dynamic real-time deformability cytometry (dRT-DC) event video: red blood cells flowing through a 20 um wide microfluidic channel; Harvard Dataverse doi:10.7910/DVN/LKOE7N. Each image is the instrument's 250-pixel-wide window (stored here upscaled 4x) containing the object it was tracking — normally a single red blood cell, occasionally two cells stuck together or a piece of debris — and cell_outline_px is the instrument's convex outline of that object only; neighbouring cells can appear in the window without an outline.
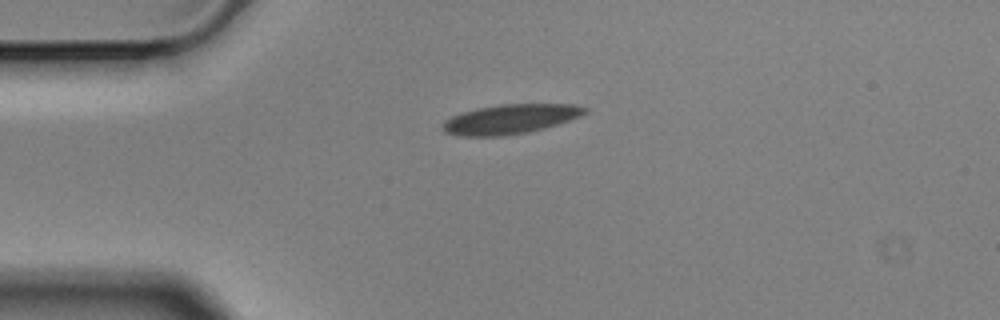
{"species": "Egyptian fruit bat (a non-hibernating species)", "species_latin": "Rousettus aegyptiacus", "temperature_condition": "cold", "stored_images_in_passage": 1, "camera_frame_rate_fps": 3000, "um_per_image_px": 0.085, "animal": {"sex": "male"}, "frame": {"image": 1, "passage_image": 1, "time_ms": 0.0, "image_size_px": [1000, 320], "cell_outline_px": [[588, 112], [580, 116], [544, 128], [528, 132], [504, 136], [460, 136], [444, 132], [444, 120], [460, 112], [476, 108], [500, 104], [576, 104], [588, 108]], "centroid_in_image_um": [43.37, 10.11], "position_along_channel_um": 41.6, "area_um2": 24.51}}